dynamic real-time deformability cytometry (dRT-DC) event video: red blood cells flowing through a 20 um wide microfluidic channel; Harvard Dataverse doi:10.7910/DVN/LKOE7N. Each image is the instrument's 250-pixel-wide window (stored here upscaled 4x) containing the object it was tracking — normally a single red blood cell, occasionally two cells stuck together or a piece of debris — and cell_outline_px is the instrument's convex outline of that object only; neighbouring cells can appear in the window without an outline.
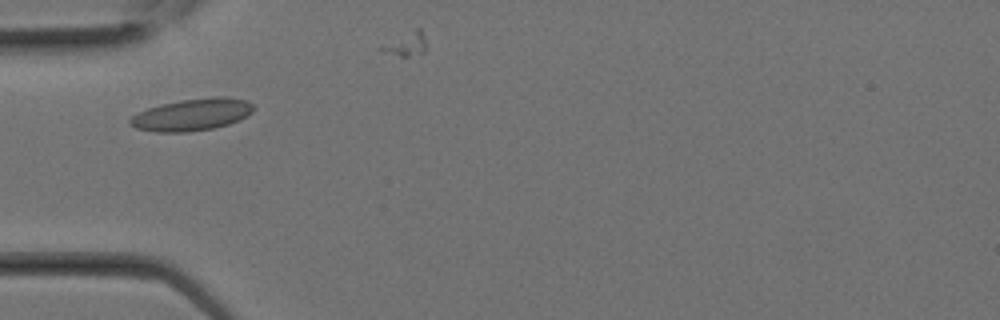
{"species": "Egyptian fruit bat (a non-hibernating species)", "species_latin": "Rousettus aegyptiacus", "temperature_condition": "room temperature", "stored_images_in_passage": 11, "camera_frame_rate_fps": 3000, "um_per_image_px": 0.085, "animal": {"sex": "female"}, "frame": {"image": 1, "passage_image": 4, "time_ms": 1.0, "image_size_px": [1000, 320], "cell_outline_px": [[256, 108], [252, 112], [240, 120], [228, 124], [212, 128], [188, 132], [156, 132], [136, 128], [128, 124], [128, 120], [132, 116], [148, 108], [160, 104], [180, 100], [216, 96], [224, 96], [248, 100]], "centroid_in_image_um": [16.34, 9.73], "position_along_channel_um": 68.7, "area_um2": 23.18}}
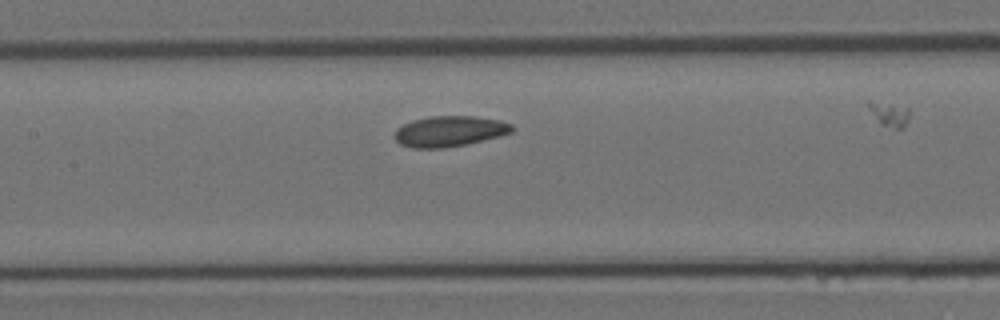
{"frame": {"image": 2, "passage_image": 8, "time_ms": 2.333, "image_size_px": [1000, 320], "cell_outline_px": [[512, 132], [500, 136], [468, 144], [444, 148], [412, 148], [400, 144], [396, 140], [396, 128], [412, 120], [432, 116], [476, 116], [500, 120], [512, 124]], "centroid_in_image_um": [38.22, 11.16], "position_along_channel_um": 169.2, "area_um2": 20.98}}
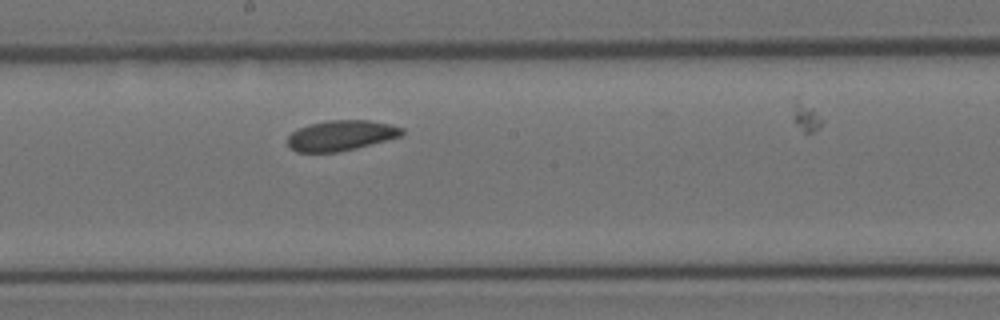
{"frame": {"image": 3, "passage_image": 10, "time_ms": 3.0, "image_size_px": [1000, 320], "cell_outline_px": [[404, 132], [400, 136], [356, 148], [340, 152], [296, 152], [288, 144], [288, 136], [292, 132], [308, 124], [328, 120], [368, 120], [388, 124], [404, 128]], "centroid_in_image_um": [28.97, 11.51], "position_along_channel_um": 219.2, "area_um2": 20.06}}